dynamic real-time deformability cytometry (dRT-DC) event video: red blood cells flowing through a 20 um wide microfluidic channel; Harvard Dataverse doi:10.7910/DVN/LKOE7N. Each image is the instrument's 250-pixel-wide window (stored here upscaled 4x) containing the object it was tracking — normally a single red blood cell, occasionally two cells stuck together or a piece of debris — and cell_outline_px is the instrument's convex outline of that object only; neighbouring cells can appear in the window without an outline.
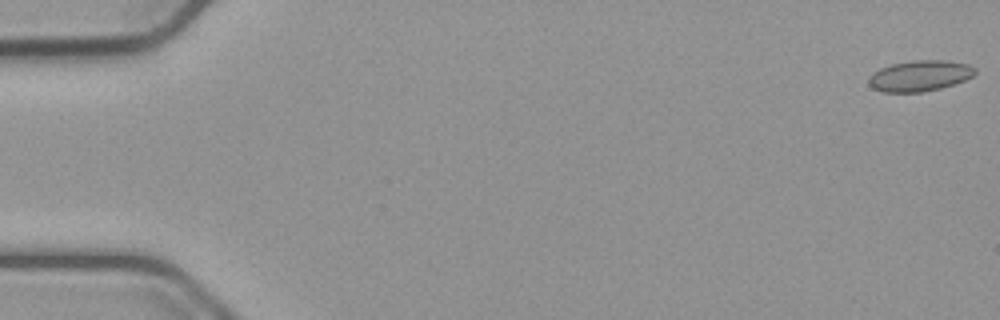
{"species": "common noctule bat (a hibernating species)", "species_latin": "Nyctalus noctula", "temperature_condition": "cold", "stored_images_in_passage": 55, "camera_frame_rate_fps": 3000, "um_per_image_px": 0.085, "animal": {"sex": "male", "body_mass_g": 23.1, "forearm_length_mm": 52.7}, "frame": {"image": 1, "passage_image": 1, "time_ms": 0.0, "image_size_px": [1000, 320], "cell_outline_px": [[976, 72], [972, 76], [964, 80], [940, 88], [920, 92], [884, 92], [872, 88], [868, 84], [868, 76], [872, 72], [880, 68], [892, 64], [912, 60], [944, 60], [968, 64], [976, 68]], "centroid_in_image_um": [78.14, 6.44], "position_along_channel_um": 6.9, "area_um2": 19.13}}
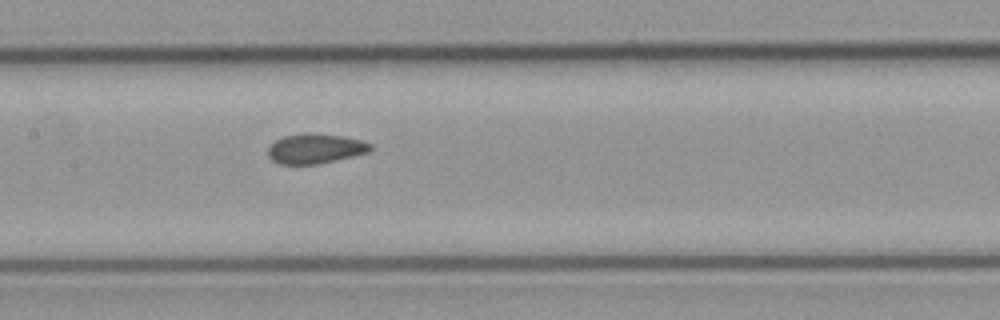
{"frame": {"image": 2, "passage_image": 27, "time_ms": 8.667, "image_size_px": [1000, 320], "cell_outline_px": [[372, 148], [368, 152], [352, 156], [316, 164], [280, 164], [272, 160], [268, 156], [268, 148], [276, 140], [284, 136], [304, 132], [316, 132], [344, 136], [360, 140], [372, 144]], "centroid_in_image_um": [26.79, 12.61], "position_along_channel_um": 180.6, "area_um2": 17.86}}
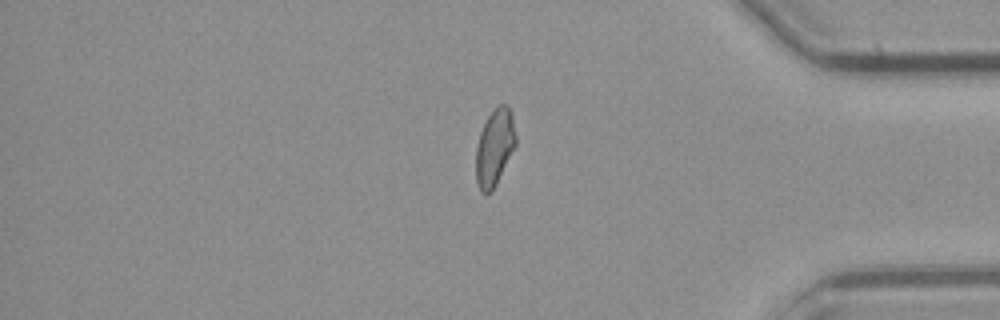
{"frame": {"image": 3, "passage_image": 46, "time_ms": 15.0, "image_size_px": [1000, 320], "cell_outline_px": [[516, 144], [492, 192], [480, 192], [476, 180], [476, 148], [480, 132], [492, 108], [500, 104], [508, 104], [512, 112], [516, 136]], "centroid_in_image_um": [42.05, 12.48], "position_along_channel_um": 393.2, "area_um2": 17.86}, "authors_computed_cell_mechanics": {"area_um2": 18.0914, "velocity_mm_per_s": 3.773, "shape_relaxation_time_tau1_ms": null, "shape_relaxation_time_tau2_ms": 1.5577, "deformation_change_tau1": null, "deformation_change_tau2": 0.0582}}